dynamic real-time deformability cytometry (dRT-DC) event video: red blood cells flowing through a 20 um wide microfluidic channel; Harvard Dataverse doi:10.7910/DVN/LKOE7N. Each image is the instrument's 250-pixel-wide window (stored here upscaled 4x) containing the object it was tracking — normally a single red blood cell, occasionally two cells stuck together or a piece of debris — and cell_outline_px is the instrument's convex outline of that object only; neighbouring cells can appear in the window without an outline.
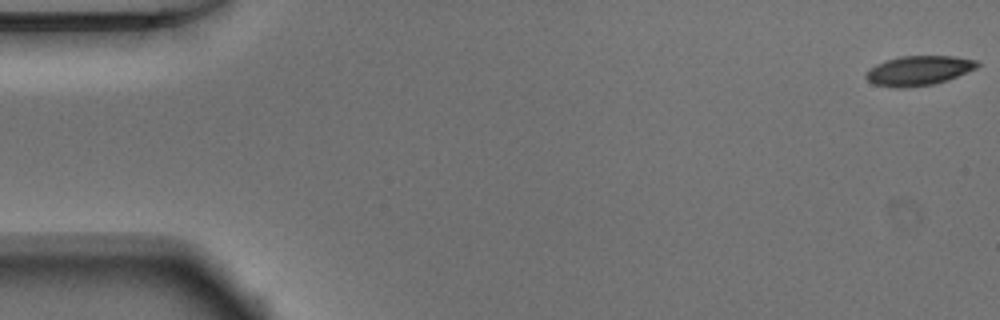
{"species": "Egyptian fruit bat (a non-hibernating species)", "species_latin": "Rousettus aegyptiacus", "temperature_condition": "warm", "stored_images_in_passage": 52, "camera_frame_rate_fps": 3000, "um_per_image_px": 0.085, "animal": {"sex": "male"}, "frame": {"image": 1, "passage_image": 1, "time_ms": 0.0, "image_size_px": [1000, 320], "cell_outline_px": [[980, 64], [976, 68], [948, 80], [932, 84], [904, 88], [892, 88], [872, 84], [864, 76], [868, 68], [876, 64], [900, 56], [956, 56], [976, 60]], "centroid_in_image_um": [78.05, 6.0], "position_along_channel_um": 6.9, "area_um2": 19.31}}
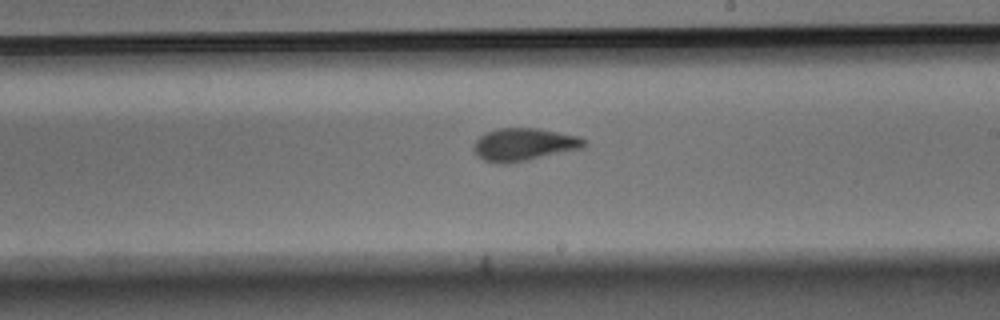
{"frame": {"image": 2, "passage_image": 30, "time_ms": 9.667, "image_size_px": [1000, 320], "cell_outline_px": [[588, 144], [584, 148], [528, 160], [508, 164], [496, 164], [484, 160], [472, 148], [476, 140], [480, 136], [488, 132], [500, 128], [536, 128], [580, 136], [588, 140]], "centroid_in_image_um": [44.59, 12.29], "position_along_channel_um": 244.4, "area_um2": 21.15}}
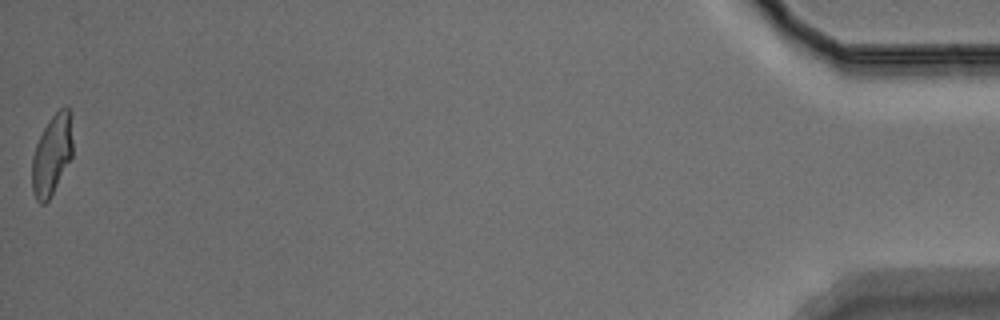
{"frame": {"image": 3, "passage_image": 52, "time_ms": 17.0, "image_size_px": [1000, 320], "cell_outline_px": [[72, 156], [48, 200], [44, 204], [40, 204], [36, 200], [32, 188], [32, 156], [36, 144], [48, 120], [60, 108], [68, 108], [72, 112]], "centroid_in_image_um": [4.42, 13.12], "position_along_channel_um": 430.8, "area_um2": 18.96}, "authors_computed_cell_mechanics": {"area_um2": 20.2589, "velocity_mm_per_s": 3.8946, "shape_relaxation_time_tau1_ms": 6.6064, "shape_relaxation_time_tau2_ms": 1.7317, "deformation_change_tau1": 0.1921, "deformation_change_tau2": 0.087}}